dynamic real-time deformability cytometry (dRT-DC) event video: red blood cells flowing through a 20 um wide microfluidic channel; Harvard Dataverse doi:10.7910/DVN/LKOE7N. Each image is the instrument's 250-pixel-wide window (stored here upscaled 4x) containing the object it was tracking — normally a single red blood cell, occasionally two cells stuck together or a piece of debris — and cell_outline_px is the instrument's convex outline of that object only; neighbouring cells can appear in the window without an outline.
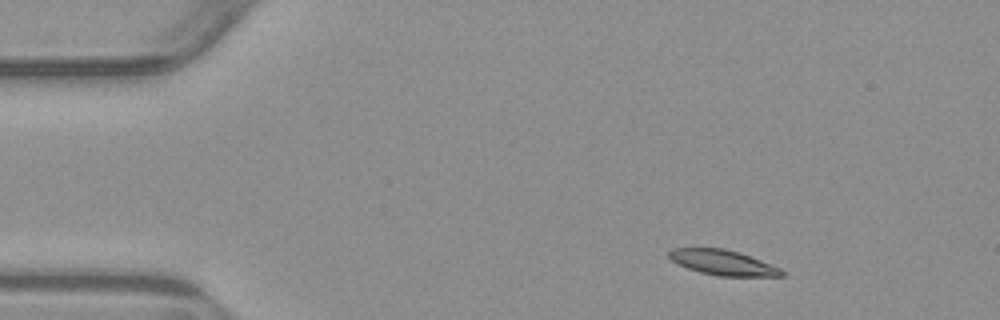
{"species": "common noctule bat (a hibernating species)", "species_latin": "Nyctalus noctula", "temperature_condition": "warm", "stored_images_in_passage": 5, "segment_of_instrument_passage": [1, 2], "camera_frame_rate_fps": 3000, "um_per_image_px": 0.085, "animal": {"sex": "male", "body_mass_g": 23.1, "forearm_length_mm": 52.7}, "frame": {"image": 1, "passage_image": 2, "time_ms": 1.0, "image_size_px": [1000, 320], "cell_outline_px": [[784, 276], [720, 276], [700, 272], [688, 268], [672, 260], [668, 256], [668, 252], [672, 248], [724, 248], [740, 252], [780, 268], [784, 272]], "centroid_in_image_um": [61.45, 22.31], "position_along_channel_um": 23.6, "area_um2": 16.36}}